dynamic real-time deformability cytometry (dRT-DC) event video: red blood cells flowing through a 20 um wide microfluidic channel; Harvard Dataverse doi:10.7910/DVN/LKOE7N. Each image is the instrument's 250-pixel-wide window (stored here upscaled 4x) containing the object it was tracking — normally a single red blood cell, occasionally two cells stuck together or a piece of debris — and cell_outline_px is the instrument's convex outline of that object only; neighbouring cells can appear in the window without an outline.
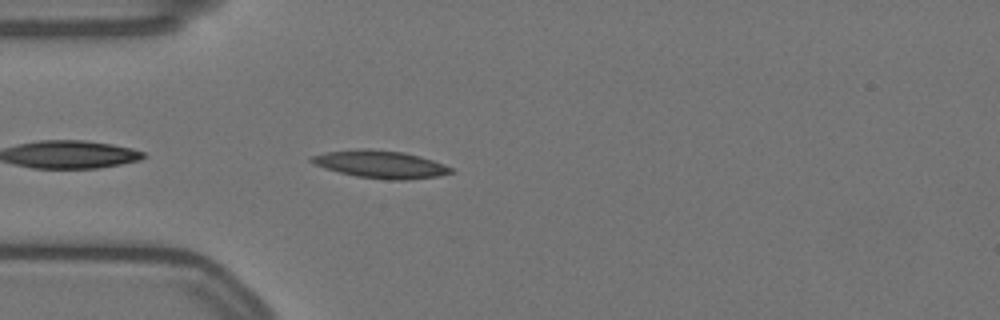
{"species": "Egyptian fruit bat (a non-hibernating species)", "species_latin": "Rousettus aegyptiacus", "temperature_condition": "warm", "stored_images_in_passage": 8, "camera_frame_rate_fps": 3000, "um_per_image_px": 0.085, "animal": {"sex": "female"}, "frame": {"image": 1, "passage_image": 3, "time_ms": 0.667, "image_size_px": [1000, 320], "cell_outline_px": [[456, 172], [436, 176], [408, 180], [388, 180], [356, 176], [324, 168], [308, 160], [312, 156], [324, 152], [356, 148], [368, 148], [404, 152], [420, 156], [444, 164], [452, 168]], "centroid_in_image_um": [32.34, 13.96], "position_along_channel_um": 52.7, "area_um2": 22.54}}
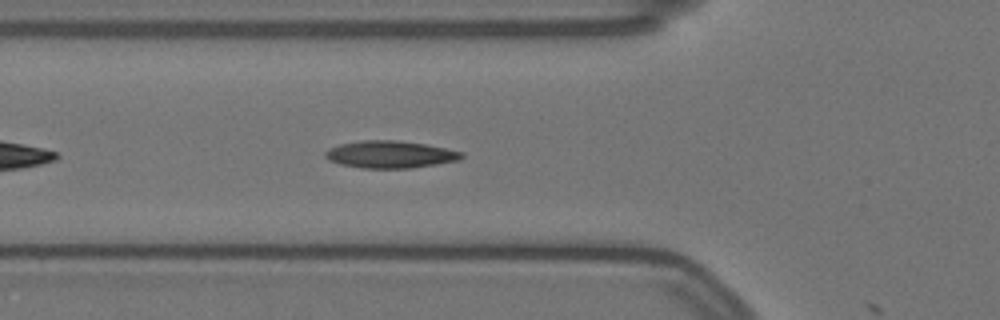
{"frame": {"image": 2, "passage_image": 7, "time_ms": 2.0, "image_size_px": [1000, 320], "cell_outline_px": [[464, 156], [460, 160], [412, 168], [360, 168], [340, 164], [328, 160], [324, 156], [324, 152], [328, 148], [340, 144], [360, 140], [396, 140], [424, 144], [464, 152]], "centroid_in_image_um": [33.13, 13.13], "position_along_channel_um": 92.7, "area_um2": 21.73}}